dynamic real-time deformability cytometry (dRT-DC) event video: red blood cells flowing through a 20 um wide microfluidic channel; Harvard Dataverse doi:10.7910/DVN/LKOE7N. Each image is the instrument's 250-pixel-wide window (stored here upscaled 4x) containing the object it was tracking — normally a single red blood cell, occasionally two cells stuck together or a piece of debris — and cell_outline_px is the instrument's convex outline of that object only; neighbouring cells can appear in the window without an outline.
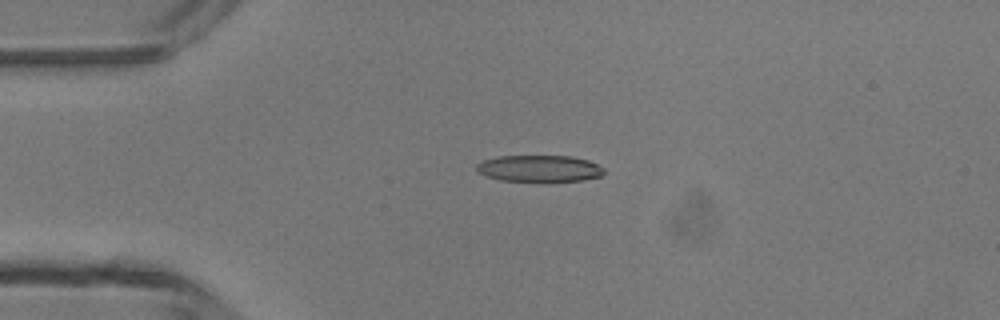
{"species": "common noctule bat (a hibernating species)", "species_latin": "Nyctalus noctula", "temperature_condition": "room temperature", "stored_images_in_passage": 5, "camera_frame_rate_fps": 3000, "um_per_image_px": 0.085, "animal": {"sex": "male", "body_mass_g": 13.3}, "frame": {"image": 1, "passage_image": 3, "time_ms": 2.333, "image_size_px": [1000, 320], "cell_outline_px": [[604, 172], [600, 176], [584, 180], [500, 180], [476, 172], [476, 164], [484, 160], [496, 156], [572, 156], [588, 160], [604, 168]], "centroid_in_image_um": [45.82, 14.3], "position_along_channel_um": 39.2, "area_um2": 19.42}}